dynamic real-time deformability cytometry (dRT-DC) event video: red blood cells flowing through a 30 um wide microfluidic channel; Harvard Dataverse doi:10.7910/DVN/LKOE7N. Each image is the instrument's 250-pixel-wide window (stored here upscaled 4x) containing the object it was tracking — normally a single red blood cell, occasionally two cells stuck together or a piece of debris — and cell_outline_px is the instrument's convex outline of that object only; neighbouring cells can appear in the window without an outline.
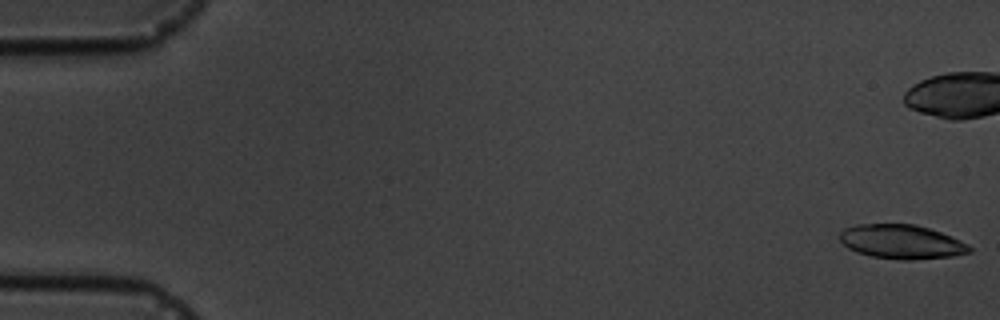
{"species": "common noctule bat (a hibernating species)", "species_latin": "Nyctalus noctula", "temperature_condition": "cold", "stored_images_in_passage": 5, "camera_frame_rate_fps": 3000, "um_per_image_px": 0.085, "animal": {"sex": "male", "body_mass_g": 19.5, "forearm_length_mm": 54.6}, "frame": {"image": 1, "passage_image": 1, "time_ms": 0.0, "image_size_px": [1000, 320], "cell_outline_px": [[972, 252], [952, 256], [912, 260], [900, 260], [872, 256], [856, 252], [848, 248], [840, 240], [840, 232], [844, 228], [856, 224], [916, 224], [952, 236], [968, 244], [972, 248]], "centroid_in_image_um": [76.64, 20.55], "position_along_channel_um": 8.4, "area_um2": 25.89}}